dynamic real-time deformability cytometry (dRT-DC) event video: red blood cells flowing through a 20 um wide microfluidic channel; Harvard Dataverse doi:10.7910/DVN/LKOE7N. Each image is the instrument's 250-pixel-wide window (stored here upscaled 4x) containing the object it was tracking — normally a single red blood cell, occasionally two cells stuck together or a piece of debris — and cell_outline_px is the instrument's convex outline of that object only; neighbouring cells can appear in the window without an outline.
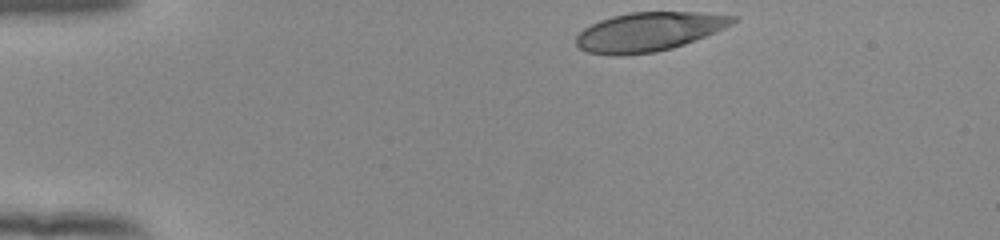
{"species": "human", "species_latin": "Homo sapiens", "temperature_condition": "room temperature", "stored_images_in_passage": 37, "camera_frame_rate_fps": 3000, "um_per_image_px": 0.085, "donor": {"sex": "female"}, "frame": {"image": 1, "passage_image": 1, "time_ms": 0.0, "image_size_px": [1000, 240], "cell_outline_px": [[740, 16], [732, 24], [724, 28], [684, 44], [672, 48], [656, 52], [620, 56], [612, 56], [588, 52], [580, 48], [576, 44], [576, 36], [584, 28], [600, 20], [612, 16], [632, 12], [700, 12]], "centroid_in_image_um": [55.15, 2.7], "position_along_channel_um": 29.9, "area_um2": 35.55}}
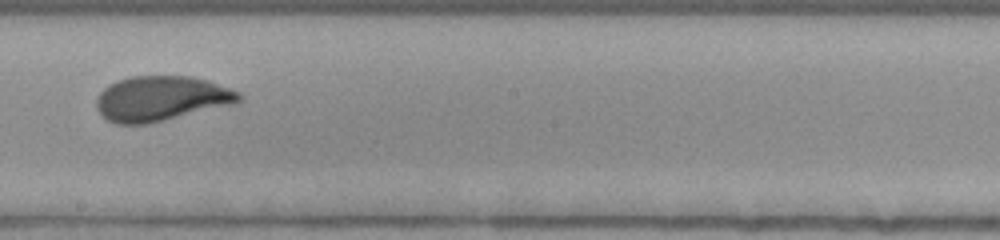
{"frame": {"image": 2, "passage_image": 22, "time_ms": 7.0, "image_size_px": [1000, 240], "cell_outline_px": [[244, 100], [236, 104], [148, 124], [116, 124], [100, 116], [96, 108], [96, 96], [108, 84], [132, 76], [192, 76], [208, 80], [232, 88], [240, 92], [244, 96]], "centroid_in_image_um": [13.74, 8.38], "position_along_channel_um": 234.5, "area_um2": 38.03}}
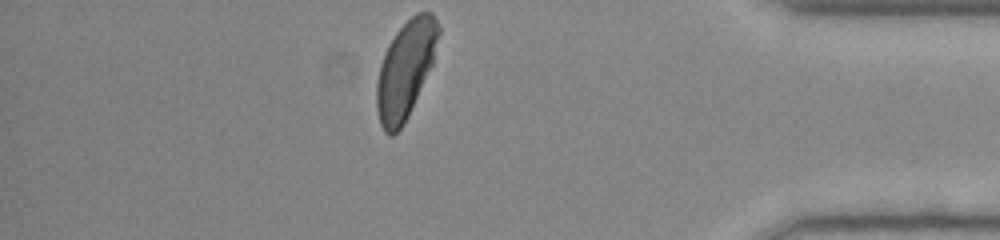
{"frame": {"image": 3, "passage_image": 37, "time_ms": 12.0, "image_size_px": [1000, 240], "cell_outline_px": [[440, 32], [432, 64], [408, 116], [404, 124], [392, 136], [388, 136], [384, 132], [380, 124], [376, 108], [376, 84], [380, 64], [384, 52], [388, 44], [396, 32], [416, 12], [432, 12], [440, 28]], "centroid_in_image_um": [34.44, 5.92], "position_along_channel_um": 400.8, "area_um2": 34.85}, "authors_computed_cell_mechanics": {"area_um2": 36.8186, "velocity_mm_per_s": 3.9437, "shape_relaxation_time_tau1_ms": 4.4293, "shape_relaxation_time_tau2_ms": null, "deformation_change_tau1": 0.1722, "deformation_change_tau2": null}}